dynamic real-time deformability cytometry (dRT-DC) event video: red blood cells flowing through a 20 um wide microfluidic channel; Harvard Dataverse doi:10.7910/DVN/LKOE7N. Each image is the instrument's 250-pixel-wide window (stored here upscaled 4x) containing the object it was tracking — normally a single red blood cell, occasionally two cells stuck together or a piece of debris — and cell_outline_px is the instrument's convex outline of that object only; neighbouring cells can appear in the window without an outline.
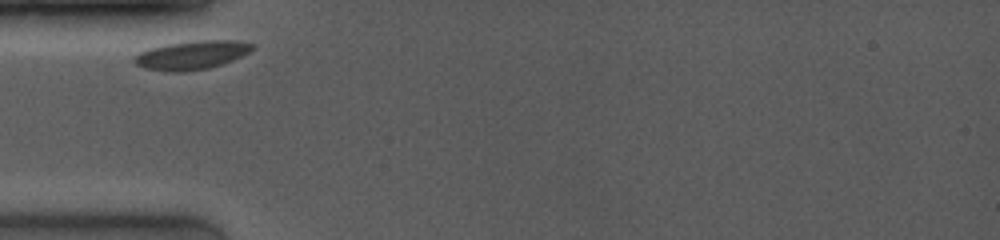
{"species": "common noctule bat (a hibernating species)", "species_latin": "Nyctalus noctula", "temperature_condition": "room temperature", "stored_images_in_passage": 8, "segment_of_instrument_passage": [1, 2], "camera_frame_rate_fps": 4000, "um_per_image_px": 0.085, "animal": {"sex": "female", "body_mass_g": 19.0, "forearm_length_mm": 53.3}, "frame": {"image": 1, "passage_image": 1, "time_ms": 0.0, "image_size_px": [1000, 240], "cell_outline_px": [[256, 44], [248, 52], [232, 60], [208, 68], [184, 72], [168, 72], [144, 68], [136, 64], [132, 60], [132, 56], [140, 52], [152, 48], [168, 44], [196, 40], [232, 40]], "centroid_in_image_um": [16.25, 4.69], "position_along_channel_um": 68.8, "area_um2": 19.59}}
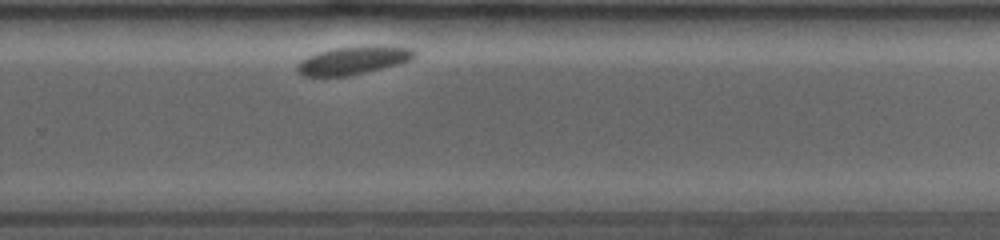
{"frame": {"image": 2, "passage_image": 7, "time_ms": 6.5, "image_size_px": [1000, 240], "cell_outline_px": [[416, 52], [408, 60], [400, 64], [348, 76], [304, 76], [296, 72], [296, 64], [300, 60], [308, 56], [320, 52], [336, 48], [364, 44], [376, 44], [412, 48]], "centroid_in_image_um": [30.01, 5.11], "position_along_channel_um": 299.8, "area_um2": 19.42}}